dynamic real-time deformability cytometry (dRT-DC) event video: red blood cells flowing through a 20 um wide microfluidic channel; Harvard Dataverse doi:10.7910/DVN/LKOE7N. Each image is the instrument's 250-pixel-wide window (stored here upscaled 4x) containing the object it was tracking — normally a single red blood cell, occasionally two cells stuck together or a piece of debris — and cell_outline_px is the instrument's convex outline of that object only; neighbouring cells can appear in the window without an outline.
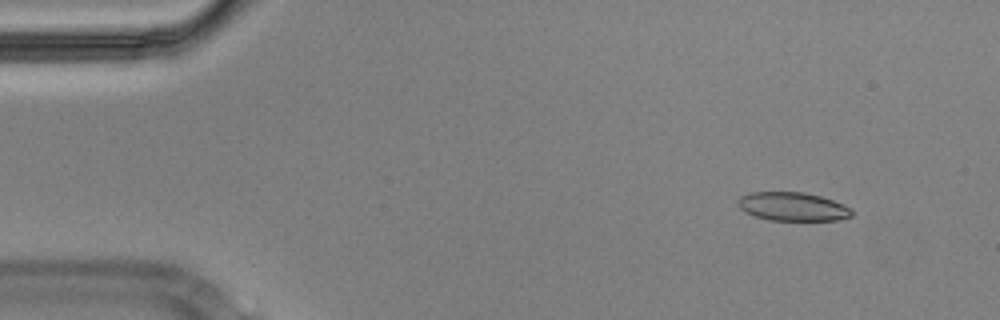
{"species": "Egyptian fruit bat (a non-hibernating species)", "species_latin": "Rousettus aegyptiacus", "temperature_condition": "cold", "stored_images_in_passage": 56, "camera_frame_rate_fps": 3000, "um_per_image_px": 0.085, "animal": {"sex": "male"}, "frame": {"image": 1, "passage_image": 6, "time_ms": 1.667, "image_size_px": [1000, 320], "cell_outline_px": [[852, 216], [836, 220], [768, 220], [752, 216], [744, 212], [736, 204], [736, 200], [740, 196], [748, 192], [804, 192], [820, 196], [832, 200], [852, 208]], "centroid_in_image_um": [67.31, 17.56], "position_along_channel_um": 17.7, "area_um2": 19.19}}
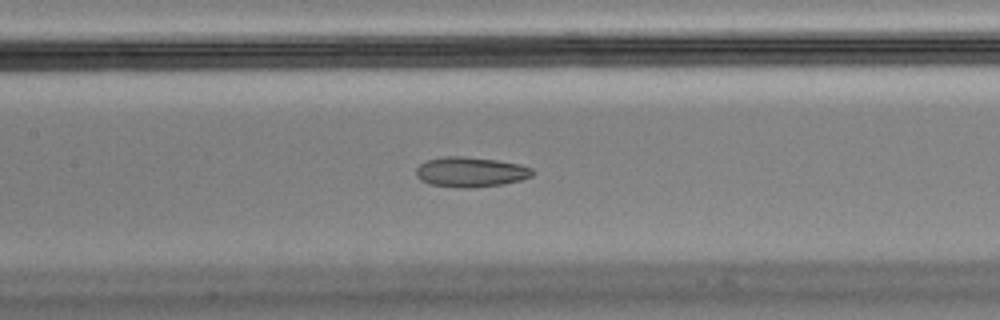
{"frame": {"image": 2, "passage_image": 26, "time_ms": 8.333, "image_size_px": [1000, 320], "cell_outline_px": [[536, 172], [532, 176], [520, 180], [504, 184], [468, 188], [456, 188], [428, 184], [420, 180], [416, 176], [416, 168], [420, 164], [428, 160], [444, 156], [464, 156], [496, 160], [520, 164], [532, 168]], "centroid_in_image_um": [40.0, 14.62], "position_along_channel_um": 167.4, "area_um2": 20.58}}
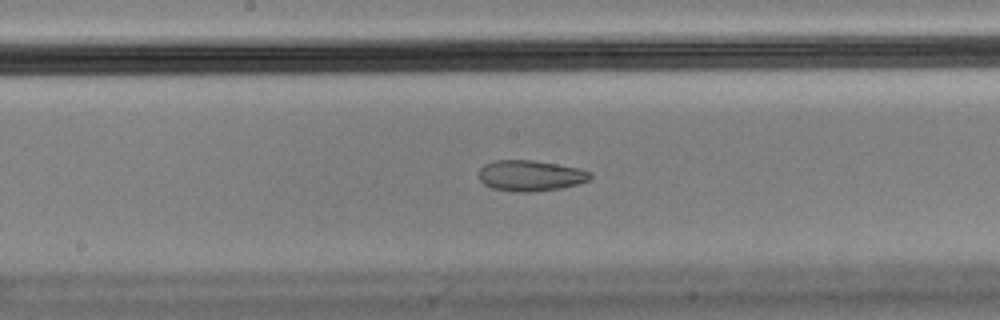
{"frame": {"image": 3, "passage_image": 29, "time_ms": 9.333, "image_size_px": [1000, 320], "cell_outline_px": [[592, 176], [588, 180], [576, 184], [560, 188], [528, 192], [516, 192], [492, 188], [484, 184], [480, 180], [480, 168], [484, 164], [496, 160], [532, 160], [580, 168], [592, 172]], "centroid_in_image_um": [45.09, 14.92], "position_along_channel_um": 203.1, "area_um2": 19.88}, "authors_computed_cell_mechanics": {"area_um2": 20.6924, "velocity_mm_per_s": 3.584, "shape_relaxation_time_tau1_ms": null, "shape_relaxation_time_tau2_ms": 1.4039, "deformation_change_tau1": null, "deformation_change_tau2": 0.0671}}